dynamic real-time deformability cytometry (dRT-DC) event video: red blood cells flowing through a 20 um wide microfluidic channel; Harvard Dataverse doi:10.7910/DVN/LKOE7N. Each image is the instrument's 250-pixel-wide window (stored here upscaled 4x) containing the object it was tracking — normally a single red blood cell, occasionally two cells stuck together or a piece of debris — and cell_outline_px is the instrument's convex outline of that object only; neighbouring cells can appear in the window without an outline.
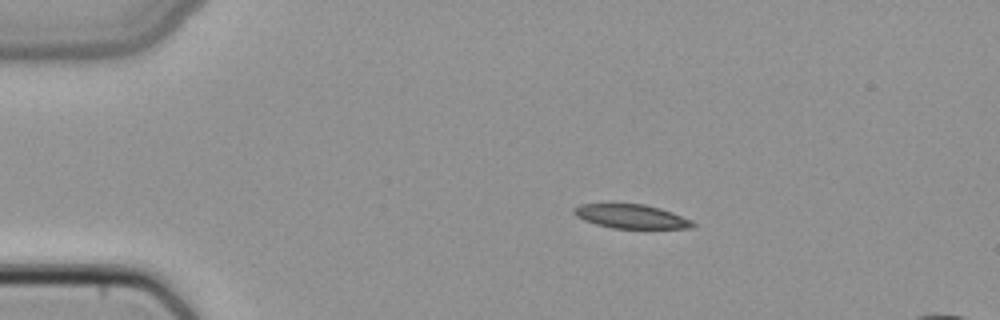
{"species": "common noctule bat (a hibernating species)", "species_latin": "Nyctalus noctula", "temperature_condition": "cold", "stored_images_in_passage": 3, "camera_frame_rate_fps": 3000, "um_per_image_px": 0.085, "animal": {"sex": "female", "body_mass_g": 22.7, "forearm_length_mm": 54.2}, "frame": {"image": 1, "passage_image": 1, "time_ms": 0.0, "image_size_px": [1000, 320], "cell_outline_px": [[696, 224], [692, 228], [612, 228], [596, 224], [584, 220], [576, 216], [572, 212], [572, 208], [580, 204], [644, 204], [660, 208], [672, 212], [692, 220]], "centroid_in_image_um": [53.64, 18.39], "position_along_channel_um": 31.4, "area_um2": 16.59}}
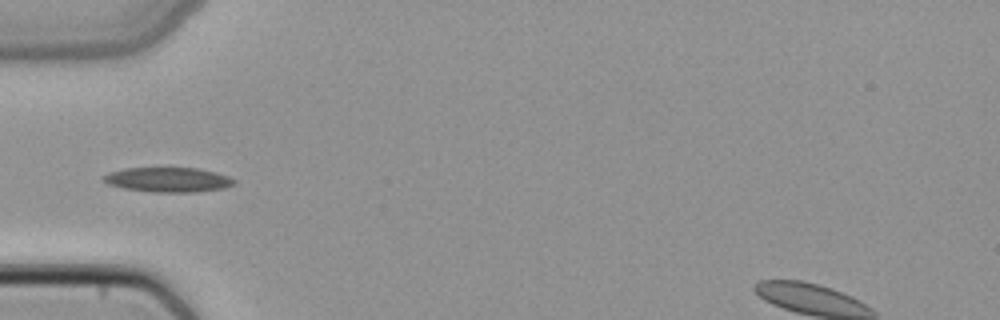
{"frame": {"image": 2, "passage_image": 3, "time_ms": 0.667, "image_size_px": [1000, 320], "cell_outline_px": [[236, 184], [224, 188], [196, 192], [152, 192], [124, 188], [108, 184], [100, 180], [100, 176], [108, 172], [124, 168], [200, 168], [216, 172], [228, 176], [236, 180]], "centroid_in_image_um": [14.26, 15.27], "position_along_channel_um": 70.7, "area_um2": 19.07}}